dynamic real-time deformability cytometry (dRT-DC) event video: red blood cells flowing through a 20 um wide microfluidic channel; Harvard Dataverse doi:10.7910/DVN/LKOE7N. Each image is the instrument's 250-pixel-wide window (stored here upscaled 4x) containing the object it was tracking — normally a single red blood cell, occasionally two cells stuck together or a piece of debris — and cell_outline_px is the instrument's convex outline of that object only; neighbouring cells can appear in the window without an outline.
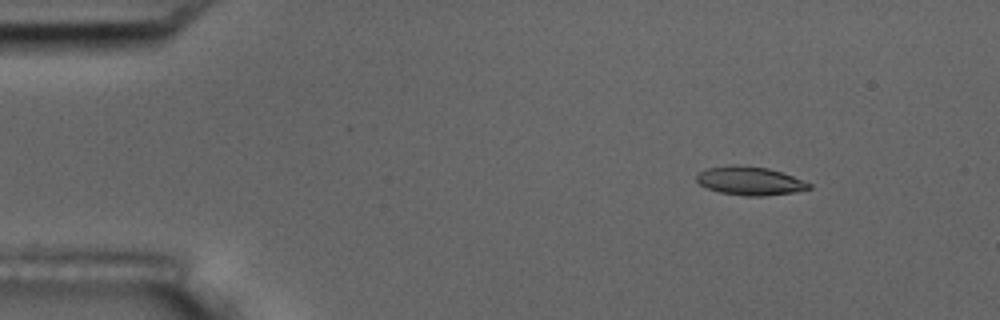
{"species": "common noctule bat (a hibernating species)", "species_latin": "Nyctalus noctula", "temperature_condition": "room temperature", "stored_images_in_passage": 8, "camera_frame_rate_fps": 3000, "um_per_image_px": 0.085, "animal": {"sex": "male", "body_mass_g": 17.5, "forearm_length_mm": 52.3}, "frame": {"image": 1, "passage_image": 3, "time_ms": 2.333, "image_size_px": [1000, 320], "cell_outline_px": [[812, 188], [796, 192], [764, 196], [744, 196], [720, 192], [708, 188], [700, 184], [696, 180], [696, 176], [700, 172], [708, 168], [732, 164], [736, 164], [768, 168], [792, 176], [812, 184]], "centroid_in_image_um": [63.75, 15.37], "position_along_channel_um": 21.2, "area_um2": 18.67}}
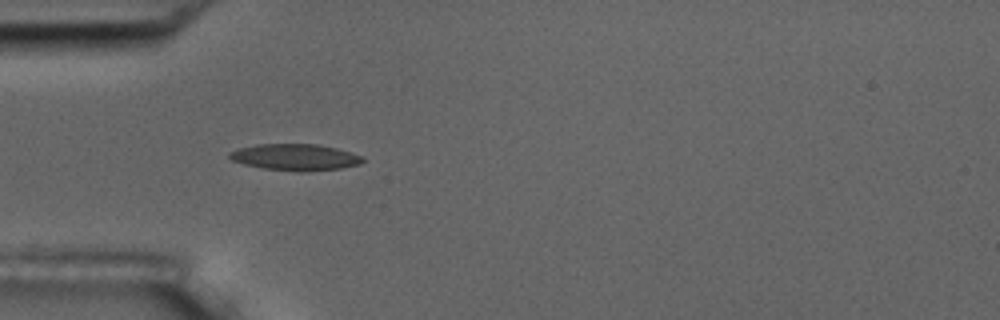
{"frame": {"image": 2, "passage_image": 6, "time_ms": 5.667, "image_size_px": [1000, 320], "cell_outline_px": [[364, 160], [360, 164], [340, 168], [264, 168], [244, 164], [232, 160], [228, 156], [228, 152], [240, 148], [256, 144], [316, 144], [336, 148], [352, 152], [364, 156]], "centroid_in_image_um": [25.08, 13.3], "position_along_channel_um": 59.9, "area_um2": 19.42}}